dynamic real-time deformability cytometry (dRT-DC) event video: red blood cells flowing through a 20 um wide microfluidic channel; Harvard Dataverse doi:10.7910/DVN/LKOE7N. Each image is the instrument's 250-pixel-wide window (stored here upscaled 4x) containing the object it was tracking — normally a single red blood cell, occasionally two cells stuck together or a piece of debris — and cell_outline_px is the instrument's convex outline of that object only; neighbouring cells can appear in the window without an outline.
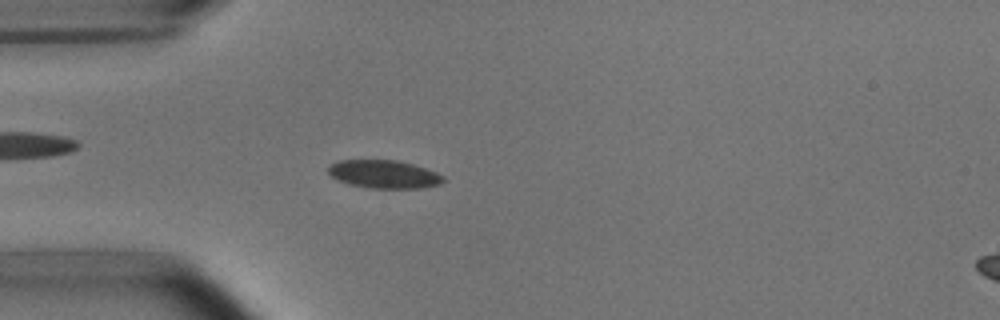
{"species": "common noctule bat (a hibernating species)", "species_latin": "Nyctalus noctula", "temperature_condition": "room temperature", "stored_images_in_passage": 49, "camera_frame_rate_fps": 3000, "um_per_image_px": 0.085, "animal": {"sex": "male", "body_mass_g": 15.6}, "frame": {"image": 1, "passage_image": 11, "time_ms": 3.333, "image_size_px": [1000, 320], "cell_outline_px": [[444, 180], [440, 184], [420, 188], [368, 188], [348, 184], [336, 180], [328, 172], [328, 168], [336, 160], [396, 160], [412, 164], [436, 172], [444, 176]], "centroid_in_image_um": [32.61, 14.81], "position_along_channel_um": 52.4, "area_um2": 18.84}}
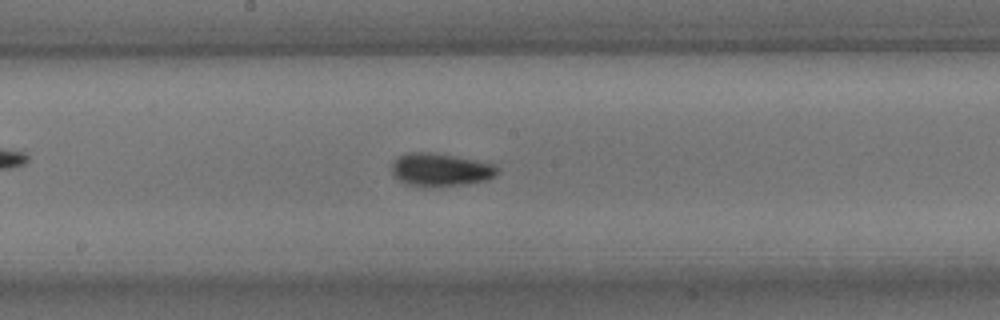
{"frame": {"image": 2, "passage_image": 24, "time_ms": 7.667, "image_size_px": [1000, 320], "cell_outline_px": [[500, 172], [496, 176], [488, 180], [468, 184], [424, 188], [404, 184], [396, 180], [392, 176], [392, 164], [400, 156], [408, 152], [432, 152], [456, 156], [496, 164]], "centroid_in_image_um": [37.45, 14.45], "position_along_channel_um": 210.7, "area_um2": 20.98}}
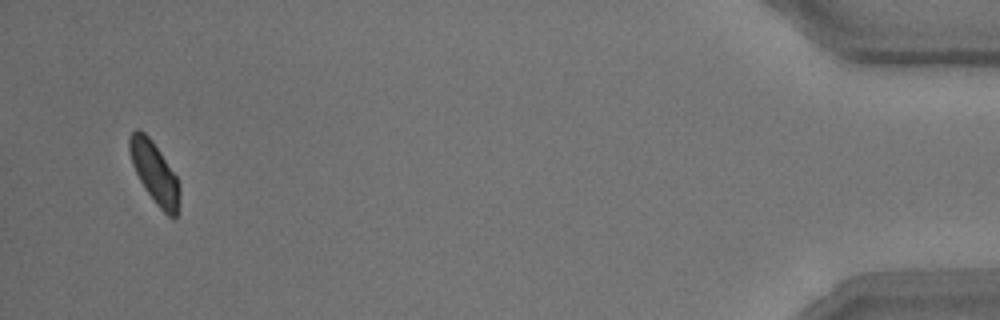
{"frame": {"image": 3, "passage_image": 47, "time_ms": 15.333, "image_size_px": [1000, 320], "cell_outline_px": [[180, 192], [176, 216], [172, 220], [156, 204], [144, 188], [132, 164], [128, 148], [128, 140], [132, 132], [136, 128], [140, 128], [152, 140], [176, 176], [180, 184]], "centroid_in_image_um": [13.13, 14.67], "position_along_channel_um": 422.1, "area_um2": 17.86}, "authors_computed_cell_mechanics": {"area_um2": 18.9006, "velocity_mm_per_s": 3.8064, "shape_relaxation_time_tau1_ms": 1.9923, "shape_relaxation_time_tau2_ms": 2.134, "deformation_change_tau1": 0.0734, "deformation_change_tau2": 0.042}}